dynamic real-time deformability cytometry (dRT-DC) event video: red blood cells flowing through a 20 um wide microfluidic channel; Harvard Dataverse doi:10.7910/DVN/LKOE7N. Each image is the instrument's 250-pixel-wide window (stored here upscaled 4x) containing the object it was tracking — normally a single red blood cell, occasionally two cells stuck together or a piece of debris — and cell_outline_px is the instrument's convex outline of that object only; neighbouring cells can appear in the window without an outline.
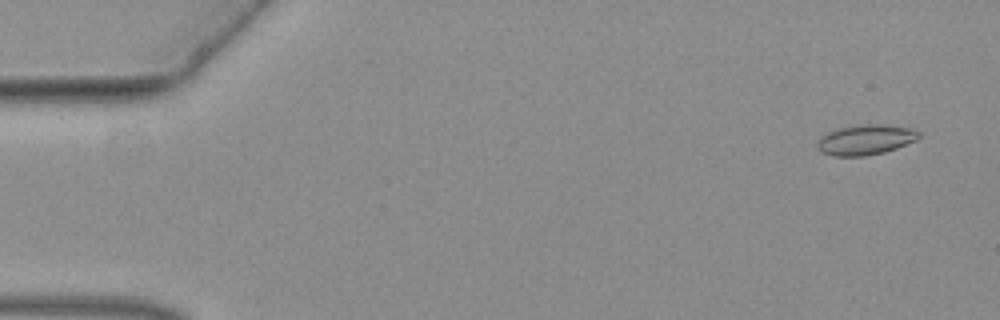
{"species": "common noctule bat (a hibernating species)", "species_latin": "Nyctalus noctula", "temperature_condition": "warm", "stored_images_in_passage": 53, "camera_frame_rate_fps": 3000, "um_per_image_px": 0.085, "animal": {"sex": "female", "body_mass_g": 19.3, "forearm_length_mm": 54.1}, "frame": {"image": 1, "passage_image": 3, "time_ms": 0.667, "image_size_px": [1000, 320], "cell_outline_px": [[920, 136], [916, 140], [896, 148], [884, 152], [864, 156], [832, 156], [820, 152], [816, 144], [820, 136], [828, 132], [840, 128], [860, 124], [880, 124], [912, 128], [920, 132]], "centroid_in_image_um": [73.55, 11.88], "position_along_channel_um": 11.4, "area_um2": 17.92}}
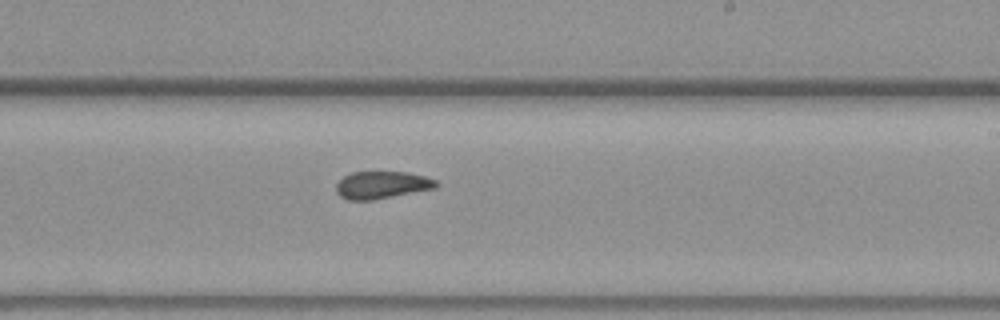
{"frame": {"image": 2, "passage_image": 32, "time_ms": 10.333, "image_size_px": [1000, 320], "cell_outline_px": [[440, 184], [436, 188], [372, 200], [348, 200], [340, 196], [336, 192], [336, 184], [344, 176], [352, 172], [408, 172], [424, 176], [436, 180]], "centroid_in_image_um": [32.46, 15.72], "position_along_channel_um": 256.5, "area_um2": 15.95}}
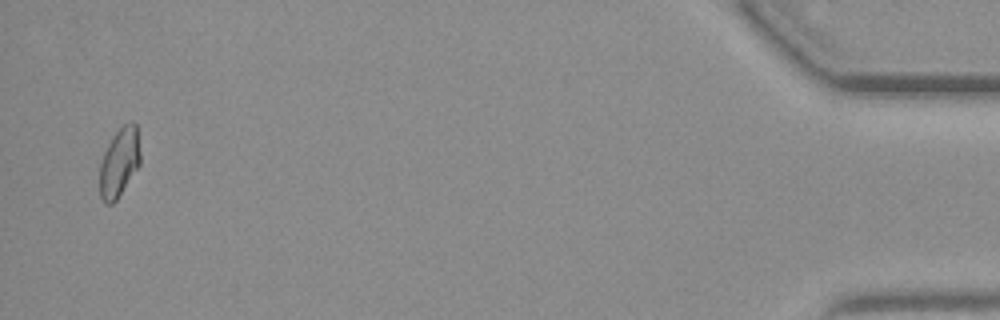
{"frame": {"image": 3, "passage_image": 52, "time_ms": 17.0, "image_size_px": [1000, 320], "cell_outline_px": [[140, 164], [116, 200], [112, 204], [104, 204], [100, 196], [100, 160], [112, 136], [124, 124], [132, 120], [136, 124], [140, 152]], "centroid_in_image_um": [10.13, 13.8], "position_along_channel_um": 425.1, "area_um2": 16.3}}